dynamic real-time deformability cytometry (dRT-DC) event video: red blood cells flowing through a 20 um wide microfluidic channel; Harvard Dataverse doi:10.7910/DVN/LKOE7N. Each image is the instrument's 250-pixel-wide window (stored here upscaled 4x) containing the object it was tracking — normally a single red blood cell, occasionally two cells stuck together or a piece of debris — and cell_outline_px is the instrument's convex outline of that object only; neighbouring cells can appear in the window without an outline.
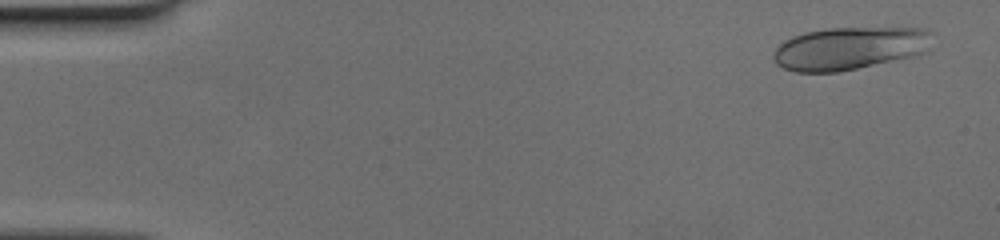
{"species": "human", "species_latin": "Homo sapiens", "temperature_condition": "cold", "stored_images_in_passage": 26, "camera_frame_rate_fps": 3000, "um_per_image_px": 0.085, "donor": {"sex": "female"}, "frame": {"image": 1, "passage_image": 3, "time_ms": 0.667, "image_size_px": [1000, 240], "cell_outline_px": [[932, 32], [928, 48], [924, 52], [912, 56], [856, 68], [836, 72], [796, 72], [784, 68], [776, 64], [772, 56], [776, 48], [784, 40], [792, 36], [804, 32], [828, 28], [928, 28]], "centroid_in_image_um": [72.17, 4.09], "position_along_channel_um": 12.8, "area_um2": 39.42}}